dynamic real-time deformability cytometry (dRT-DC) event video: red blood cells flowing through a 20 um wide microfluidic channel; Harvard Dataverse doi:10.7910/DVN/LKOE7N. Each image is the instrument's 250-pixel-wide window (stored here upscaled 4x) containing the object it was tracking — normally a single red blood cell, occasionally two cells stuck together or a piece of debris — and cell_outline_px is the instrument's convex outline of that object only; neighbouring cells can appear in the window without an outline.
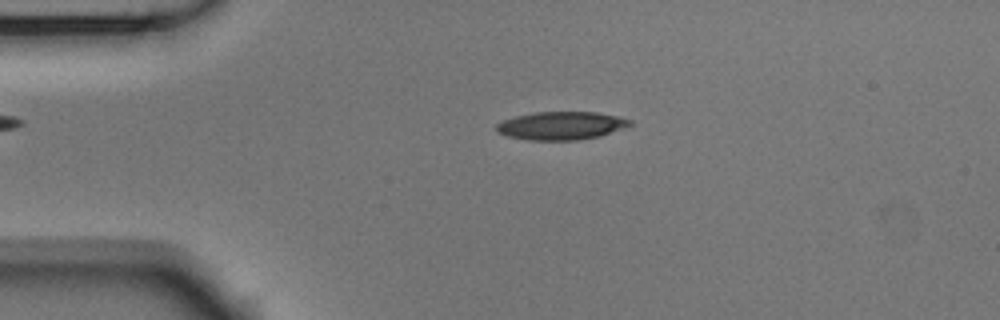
{"species": "Egyptian fruit bat (a non-hibernating species)", "species_latin": "Rousettus aegyptiacus", "temperature_condition": "room temperature", "stored_images_in_passage": 53, "camera_frame_rate_fps": 3000, "um_per_image_px": 0.085, "animal": {"sex": "male"}, "frame": {"image": 1, "passage_image": 11, "time_ms": 3.333, "image_size_px": [1000, 320], "cell_outline_px": [[632, 124], [628, 128], [600, 136], [580, 140], [528, 140], [508, 136], [496, 132], [496, 124], [504, 120], [516, 116], [536, 112], [596, 112], [620, 116], [632, 120]], "centroid_in_image_um": [47.77, 10.68], "position_along_channel_um": 37.2, "area_um2": 22.14}}
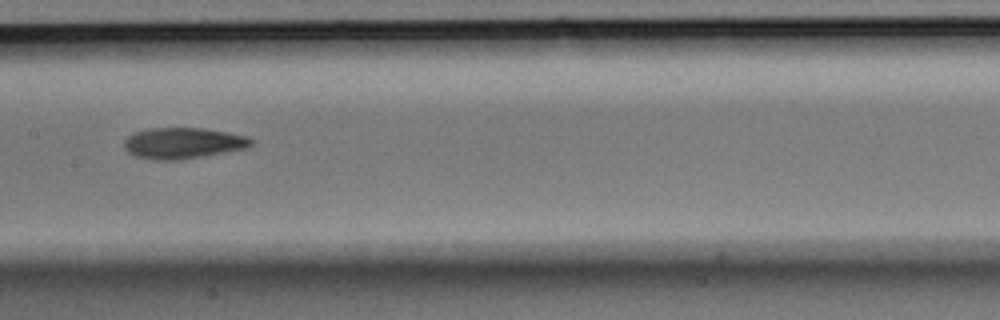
{"frame": {"image": 2, "passage_image": 26, "time_ms": 8.333, "image_size_px": [1000, 320], "cell_outline_px": [[256, 140], [248, 148], [180, 160], [152, 160], [136, 156], [128, 152], [124, 148], [124, 140], [128, 136], [136, 132], [152, 128], [200, 128], [228, 132], [248, 136]], "centroid_in_image_um": [15.59, 12.17], "position_along_channel_um": 191.8, "area_um2": 23.06}}
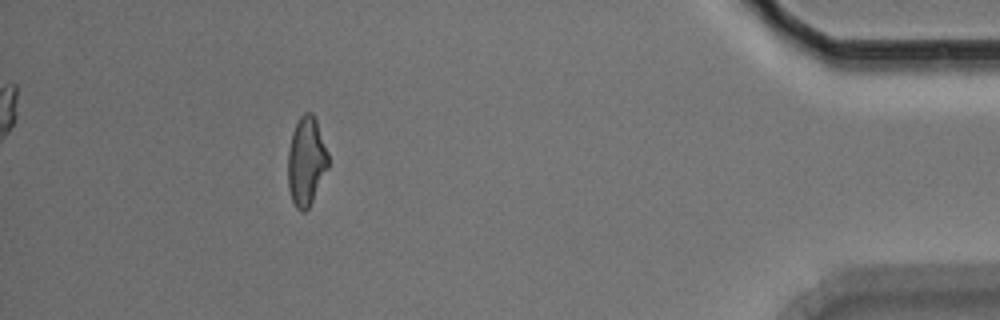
{"frame": {"image": 3, "passage_image": 48, "time_ms": 15.667, "image_size_px": [1000, 320], "cell_outline_px": [[328, 168], [308, 208], [304, 212], [300, 212], [296, 208], [292, 200], [288, 188], [288, 152], [292, 132], [300, 116], [304, 112], [312, 112], [316, 120], [328, 152]], "centroid_in_image_um": [26.02, 13.7], "position_along_channel_um": 409.2, "area_um2": 20.75}, "authors_computed_cell_mechanics": {"area_um2": 22.1374, "velocity_mm_per_s": 3.7051, "shape_relaxation_time_tau1_ms": 5.078, "shape_relaxation_time_tau2_ms": 8.558, "deformation_change_tau1": 0.156, "deformation_change_tau2": 0.184}}